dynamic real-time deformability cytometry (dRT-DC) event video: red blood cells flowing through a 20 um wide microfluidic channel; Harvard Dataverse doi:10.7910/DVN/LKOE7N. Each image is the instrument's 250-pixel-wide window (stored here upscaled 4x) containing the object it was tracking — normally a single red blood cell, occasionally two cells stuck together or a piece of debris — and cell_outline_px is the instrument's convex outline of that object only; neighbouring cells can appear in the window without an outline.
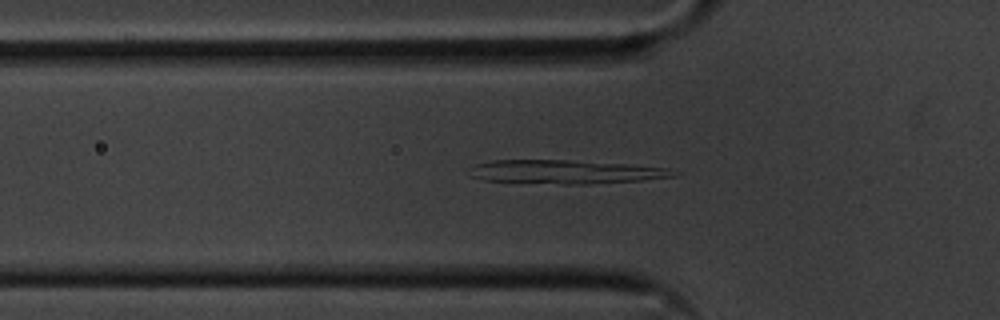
{"species": "common noctule bat (a hibernating species)", "species_latin": "Nyctalus noctula", "temperature_condition": "cold", "stored_images_in_passage": 56, "camera_frame_rate_fps": 3000, "um_per_image_px": 0.085, "animal": {"sex": "male", "body_mass_g": 20.1, "forearm_length_mm": 53.5}, "frame": {"image": 1, "passage_image": 18, "time_ms": 5.667, "image_size_px": [1000, 320], "cell_outline_px": [[680, 172], [676, 176], [640, 180], [592, 184], [564, 184], [484, 180], [472, 176], [464, 172], [476, 164], [492, 160], [568, 160], [628, 164], [668, 168]], "centroid_in_image_um": [48.06, 14.6], "position_along_channel_um": 77.7, "area_um2": 28.26}}
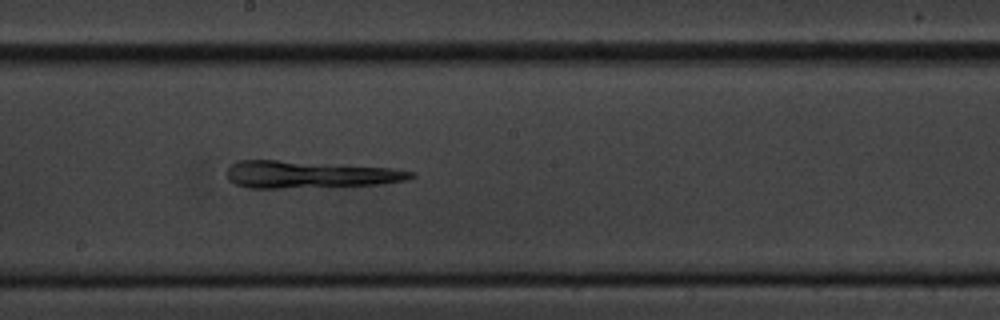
{"frame": {"image": 2, "passage_image": 30, "time_ms": 9.667, "image_size_px": [1000, 320], "cell_outline_px": [[416, 176], [408, 180], [380, 184], [328, 188], [248, 188], [236, 184], [228, 180], [228, 168], [236, 160], [276, 160], [392, 168], [416, 172]], "centroid_in_image_um": [26.36, 14.85], "position_along_channel_um": 221.8, "area_um2": 29.65}}
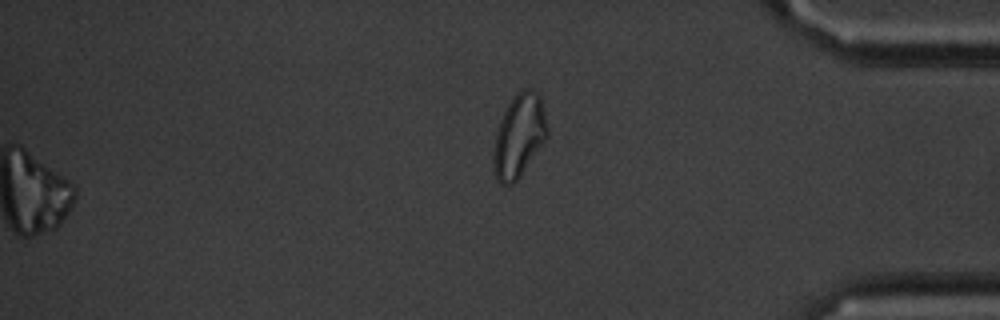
{"frame": {"image": 3, "passage_image": 56, "time_ms": 18.333, "image_size_px": [1000, 320], "cell_outline_px": [[548, 136], [520, 176], [512, 184], [500, 184], [496, 180], [492, 168], [492, 148], [496, 132], [500, 120], [508, 104], [516, 92], [524, 88], [532, 88], [540, 96], [548, 128]], "centroid_in_image_um": [44.08, 11.55], "position_along_channel_um": 391.1, "area_um2": 26.3}}